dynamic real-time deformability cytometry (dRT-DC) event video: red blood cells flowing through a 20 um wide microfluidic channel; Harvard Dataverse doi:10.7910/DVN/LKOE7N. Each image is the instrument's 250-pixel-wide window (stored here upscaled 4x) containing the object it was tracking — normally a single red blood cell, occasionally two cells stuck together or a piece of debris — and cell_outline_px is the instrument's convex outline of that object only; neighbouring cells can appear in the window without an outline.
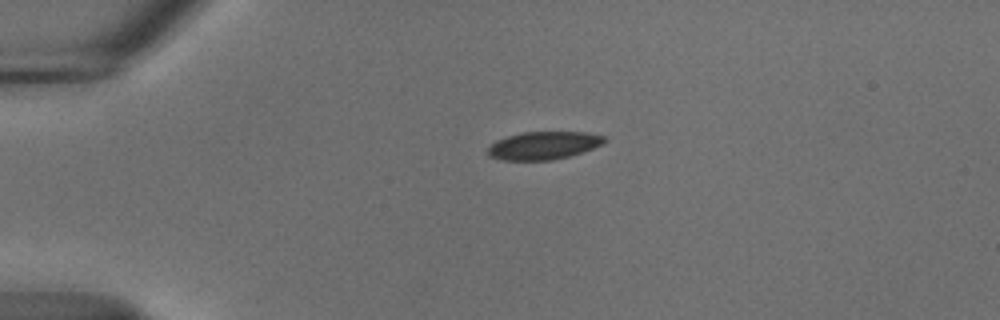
{"species": "common noctule bat (a hibernating species)", "species_latin": "Nyctalus noctula", "temperature_condition": "cold", "stored_images_in_passage": 35, "camera_frame_rate_fps": 3000, "um_per_image_px": 0.085, "animal": {"sex": "male", "body_mass_g": 18.8}, "frame": {"image": 1, "passage_image": 1, "time_ms": 0.0, "image_size_px": [1000, 320], "cell_outline_px": [[608, 140], [604, 144], [568, 156], [552, 160], [504, 160], [488, 156], [488, 148], [496, 140], [520, 132], [584, 132], [604, 136]], "centroid_in_image_um": [46.2, 12.36], "position_along_channel_um": 38.8, "area_um2": 18.84}}
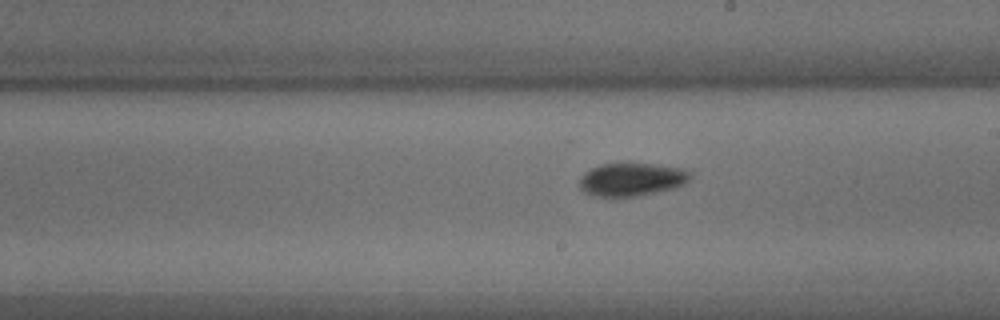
{"frame": {"image": 2, "passage_image": 20, "time_ms": 6.333, "image_size_px": [1000, 320], "cell_outline_px": [[692, 176], [684, 184], [672, 188], [636, 196], [596, 196], [584, 192], [580, 188], [580, 176], [584, 172], [600, 164], [656, 164], [684, 168], [692, 172]], "centroid_in_image_um": [53.7, 15.24], "position_along_channel_um": 235.3, "area_um2": 21.21}}
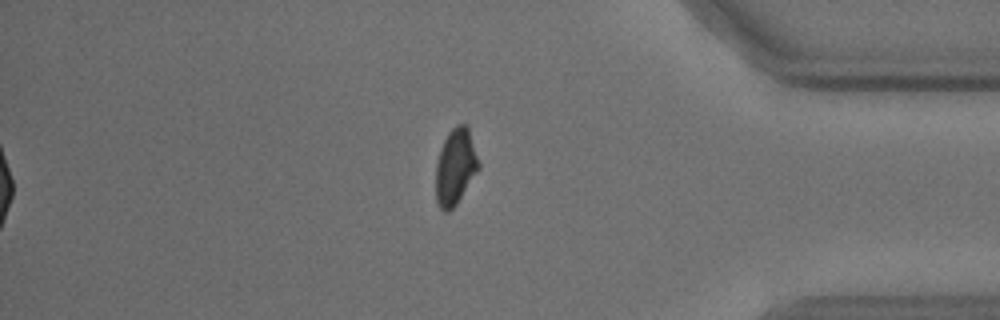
{"frame": {"image": 3, "passage_image": 35, "time_ms": 11.333, "image_size_px": [1000, 320], "cell_outline_px": [[480, 168], [456, 204], [448, 212], [444, 212], [440, 208], [436, 200], [436, 164], [440, 148], [448, 132], [456, 124], [468, 124], [480, 164]], "centroid_in_image_um": [38.72, 14.14], "position_along_channel_um": 396.5, "area_um2": 19.13}, "authors_computed_cell_mechanics": {"area_um2": 19.941, "velocity_mm_per_s": 3.6956, "shape_relaxation_time_tau1_ms": 6.2653, "shape_relaxation_time_tau2_ms": 9.6349, "deformation_change_tau1": 0.1138, "deformation_change_tau2": 0.0992}}